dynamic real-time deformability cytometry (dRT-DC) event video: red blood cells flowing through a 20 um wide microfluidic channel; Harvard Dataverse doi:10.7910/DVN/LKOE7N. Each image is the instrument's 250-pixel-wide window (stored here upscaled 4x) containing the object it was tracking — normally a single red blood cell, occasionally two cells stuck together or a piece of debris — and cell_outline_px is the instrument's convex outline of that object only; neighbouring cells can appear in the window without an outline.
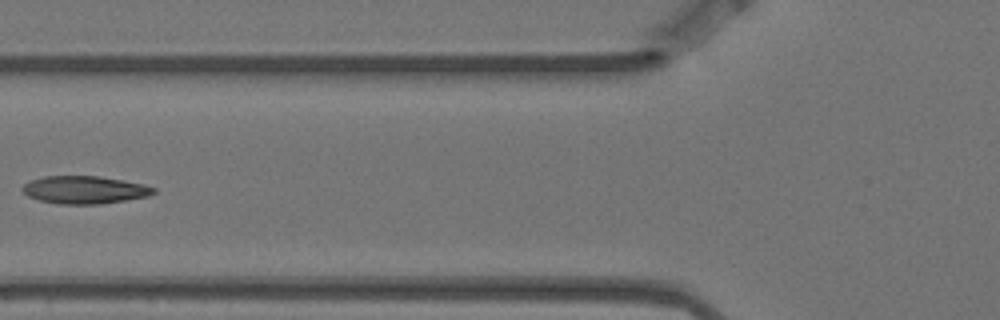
{"species": "Egyptian fruit bat (a non-hibernating species)", "species_latin": "Rousettus aegyptiacus", "temperature_condition": "warm", "stored_images_in_passage": 6, "camera_frame_rate_fps": 3000, "um_per_image_px": 0.085, "animal": {"sex": "female"}, "frame": {"image": 1, "passage_image": 6, "time_ms": 1.667, "image_size_px": [1000, 320], "cell_outline_px": [[156, 192], [148, 196], [100, 204], [60, 204], [40, 200], [28, 196], [20, 188], [24, 184], [32, 180], [44, 176], [100, 176], [144, 184], [156, 188]], "centroid_in_image_um": [7.2, 16.13], "position_along_channel_um": 118.6, "area_um2": 21.1}}